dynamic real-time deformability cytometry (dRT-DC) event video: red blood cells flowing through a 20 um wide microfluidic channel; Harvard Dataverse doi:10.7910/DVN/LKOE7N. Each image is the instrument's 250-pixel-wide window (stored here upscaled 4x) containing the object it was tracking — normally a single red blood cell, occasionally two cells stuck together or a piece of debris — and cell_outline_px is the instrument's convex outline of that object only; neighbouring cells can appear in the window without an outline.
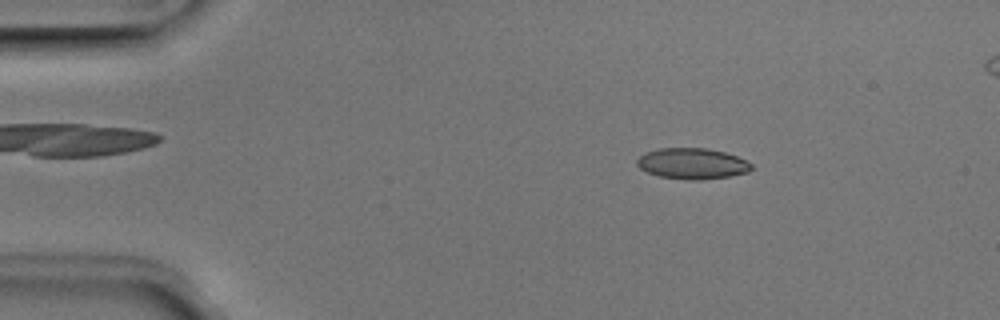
{"species": "Egyptian fruit bat (a non-hibernating species)", "species_latin": "Rousettus aegyptiacus", "temperature_condition": "room temperature", "stored_images_in_passage": 50, "camera_frame_rate_fps": 3000, "um_per_image_px": 0.085, "animal": {"sex": "male"}, "frame": {"image": 1, "passage_image": 7, "time_ms": 2.0, "image_size_px": [1000, 320], "cell_outline_px": [[752, 168], [748, 172], [728, 176], [696, 180], [688, 180], [660, 176], [648, 172], [640, 168], [636, 164], [636, 160], [644, 152], [660, 148], [708, 148], [724, 152], [736, 156], [752, 164]], "centroid_in_image_um": [58.81, 13.89], "position_along_channel_um": 26.2, "area_um2": 20.46}}
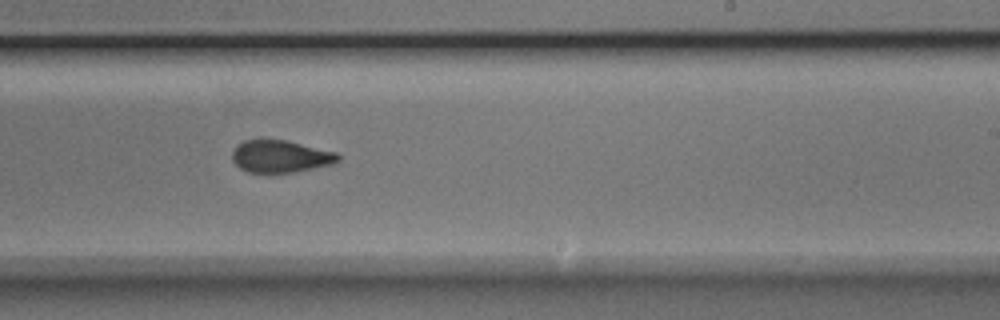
{"frame": {"image": 2, "passage_image": 30, "time_ms": 9.667, "image_size_px": [1000, 320], "cell_outline_px": [[340, 160], [332, 164], [292, 172], [248, 172], [240, 168], [232, 160], [232, 152], [236, 144], [244, 140], [260, 136], [284, 140], [336, 152], [340, 156]], "centroid_in_image_um": [23.77, 13.24], "position_along_channel_um": 265.2, "area_um2": 20.23}}
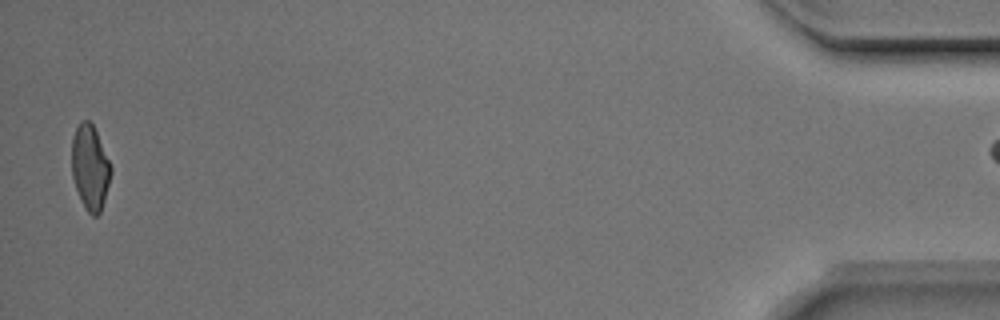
{"frame": {"image": 3, "passage_image": 49, "time_ms": 16.0, "image_size_px": [1000, 320], "cell_outline_px": [[112, 172], [104, 200], [100, 212], [96, 216], [92, 216], [84, 208], [80, 200], [72, 176], [72, 136], [80, 120], [88, 120], [92, 124], [96, 132], [112, 168]], "centroid_in_image_um": [7.64, 14.24], "position_along_channel_um": 427.6, "area_um2": 19.25}}